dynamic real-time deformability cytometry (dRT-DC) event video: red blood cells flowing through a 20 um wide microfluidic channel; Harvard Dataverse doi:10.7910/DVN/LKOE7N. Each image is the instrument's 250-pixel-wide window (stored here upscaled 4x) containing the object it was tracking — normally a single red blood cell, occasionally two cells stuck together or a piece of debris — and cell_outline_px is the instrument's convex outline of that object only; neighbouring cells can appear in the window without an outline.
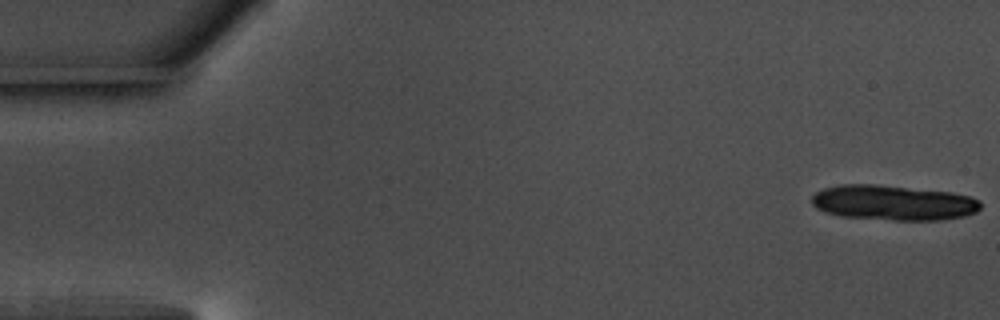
{"species": "common noctule bat (a hibernating species)", "species_latin": "Nyctalus noctula", "temperature_condition": "warm", "stored_images_in_passage": 15, "camera_frame_rate_fps": 3000, "um_per_image_px": 0.085, "animal": {"sex": "male", "body_mass_g": 17.5, "forearm_length_mm": 52.3}, "frame": {"image": 1, "passage_image": 1, "time_ms": 0.0, "image_size_px": [1000, 320], "cell_outline_px": [[980, 208], [976, 212], [964, 216], [940, 220], [892, 220], [840, 216], [824, 212], [816, 208], [812, 204], [812, 196], [816, 192], [824, 188], [840, 184], [876, 184], [952, 192], [972, 196], [980, 200]], "centroid_in_image_um": [75.93, 17.22], "position_along_channel_um": 9.1, "area_um2": 34.8}}